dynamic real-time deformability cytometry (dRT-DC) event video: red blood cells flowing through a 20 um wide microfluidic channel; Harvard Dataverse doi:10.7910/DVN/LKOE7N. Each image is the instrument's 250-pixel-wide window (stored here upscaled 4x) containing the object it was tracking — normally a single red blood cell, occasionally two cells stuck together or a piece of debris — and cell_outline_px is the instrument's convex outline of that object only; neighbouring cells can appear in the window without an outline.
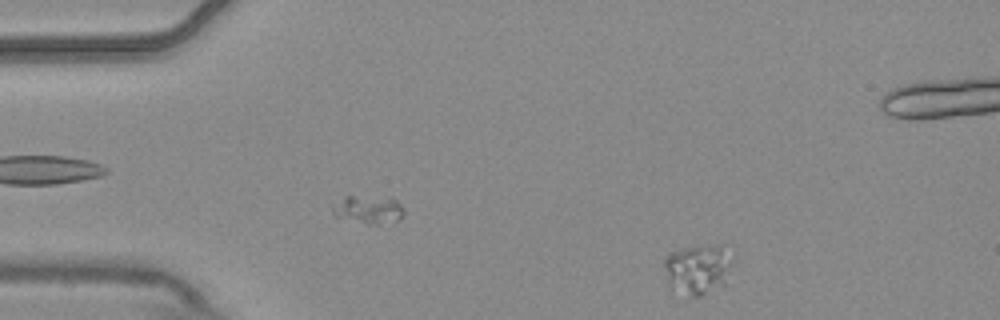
{"species": "common noctule bat (a hibernating species)", "species_latin": "Nyctalus noctula", "temperature_condition": "warm", "stored_images_in_passage": 5, "camera_frame_rate_fps": 3000, "um_per_image_px": 0.085, "animal": {"sex": "male", "body_mass_g": 20.4}, "frame": {"image": 1, "passage_image": 5, "time_ms": 1.333, "image_size_px": [1000, 320], "cell_outline_px": [[732, 260], [724, 284], [700, 296], [692, 296], [668, 284], [664, 264], [664, 260], [672, 252], [688, 248], [720, 244], [732, 256]], "centroid_in_image_um": [59.33, 22.86], "position_along_channel_um": 25.7, "area_um2": 19.07}}